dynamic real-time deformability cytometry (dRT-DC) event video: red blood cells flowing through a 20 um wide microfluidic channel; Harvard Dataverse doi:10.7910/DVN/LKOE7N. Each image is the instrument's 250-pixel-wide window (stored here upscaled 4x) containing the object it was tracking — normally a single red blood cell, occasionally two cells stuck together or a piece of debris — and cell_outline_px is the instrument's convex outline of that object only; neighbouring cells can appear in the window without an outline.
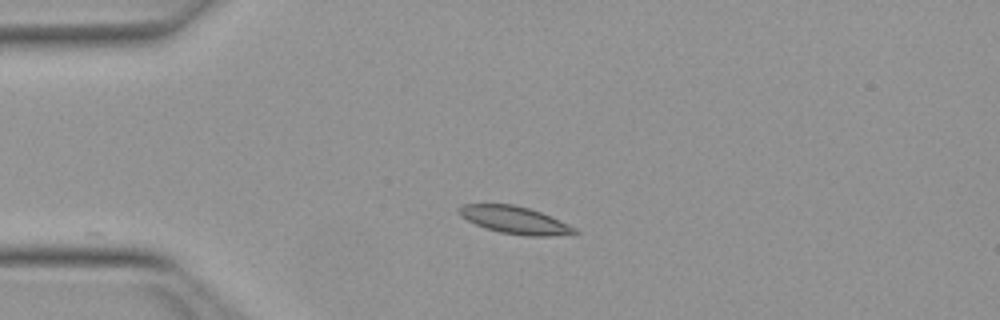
{"species": "Egyptian fruit bat (a non-hibernating species)", "species_latin": "Rousettus aegyptiacus", "temperature_condition": "warm", "stored_images_in_passage": 18, "camera_frame_rate_fps": 3000, "um_per_image_px": 0.085, "animal": {"sex": "female"}, "frame": {"image": 1, "passage_image": 1, "time_ms": 0.0, "image_size_px": [1000, 320], "cell_outline_px": [[580, 232], [548, 236], [524, 236], [500, 232], [484, 228], [460, 216], [456, 212], [456, 208], [464, 204], [512, 204], [528, 208], [540, 212], [560, 220], [576, 228]], "centroid_in_image_um": [43.71, 18.7], "position_along_channel_um": 41.3, "area_um2": 18.44}}
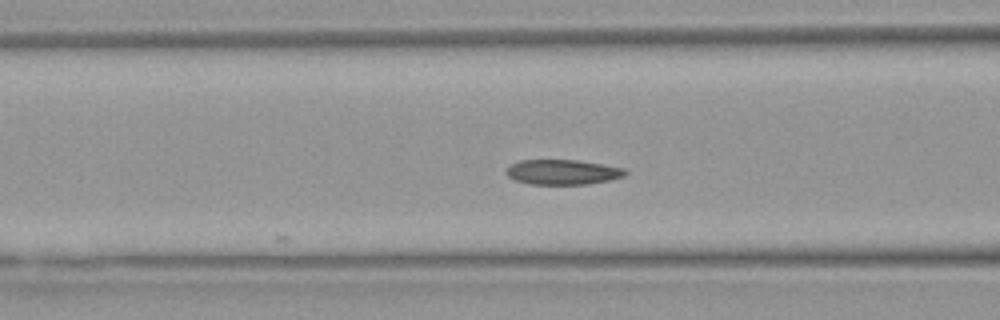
{"frame": {"image": 2, "passage_image": 9, "time_ms": 2.667, "image_size_px": [1000, 320], "cell_outline_px": [[628, 172], [624, 176], [608, 180], [588, 184], [528, 184], [516, 180], [508, 176], [504, 172], [512, 164], [520, 160], [576, 160], [624, 168]], "centroid_in_image_um": [47.81, 14.63], "position_along_channel_um": 118.8, "area_um2": 17.17}}
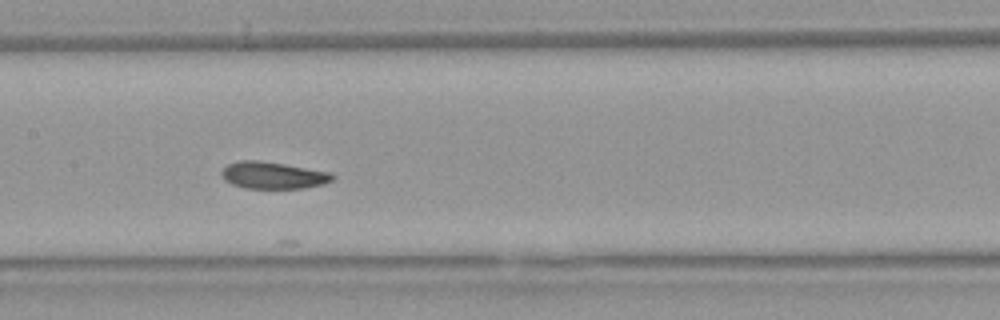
{"frame": {"image": 3, "passage_image": 14, "time_ms": 4.333, "image_size_px": [1000, 320], "cell_outline_px": [[336, 176], [332, 180], [324, 184], [304, 188], [244, 188], [232, 184], [224, 180], [220, 172], [228, 164], [240, 160], [260, 160], [332, 172]], "centroid_in_image_um": [23.22, 14.9], "position_along_channel_um": 184.2, "area_um2": 17.51}}